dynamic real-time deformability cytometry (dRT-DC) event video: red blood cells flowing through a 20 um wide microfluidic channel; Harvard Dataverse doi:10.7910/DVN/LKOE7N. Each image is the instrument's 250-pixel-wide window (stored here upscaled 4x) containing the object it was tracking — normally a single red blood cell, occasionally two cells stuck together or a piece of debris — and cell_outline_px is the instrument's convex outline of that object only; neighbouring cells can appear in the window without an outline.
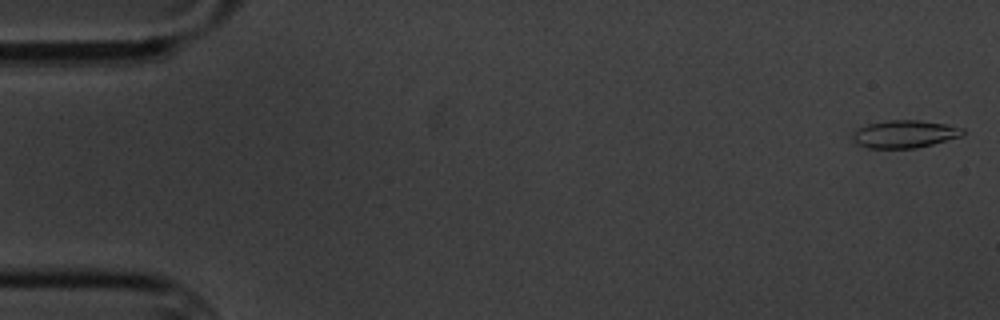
{"species": "common noctule bat (a hibernating species)", "species_latin": "Nyctalus noctula", "temperature_condition": "cold", "stored_images_in_passage": 6, "camera_frame_rate_fps": 3000, "um_per_image_px": 0.085, "animal": {"sex": "male", "body_mass_g": 20.1, "forearm_length_mm": 53.5}, "frame": {"image": 1, "passage_image": 1, "time_ms": 0.0, "image_size_px": [1000, 320], "cell_outline_px": [[964, 132], [960, 136], [932, 144], [916, 148], [868, 148], [852, 140], [852, 132], [856, 128], [868, 124], [888, 120], [920, 120], [944, 124], [964, 128]], "centroid_in_image_um": [76.85, 11.39], "position_along_channel_um": 8.2, "area_um2": 17.63}}